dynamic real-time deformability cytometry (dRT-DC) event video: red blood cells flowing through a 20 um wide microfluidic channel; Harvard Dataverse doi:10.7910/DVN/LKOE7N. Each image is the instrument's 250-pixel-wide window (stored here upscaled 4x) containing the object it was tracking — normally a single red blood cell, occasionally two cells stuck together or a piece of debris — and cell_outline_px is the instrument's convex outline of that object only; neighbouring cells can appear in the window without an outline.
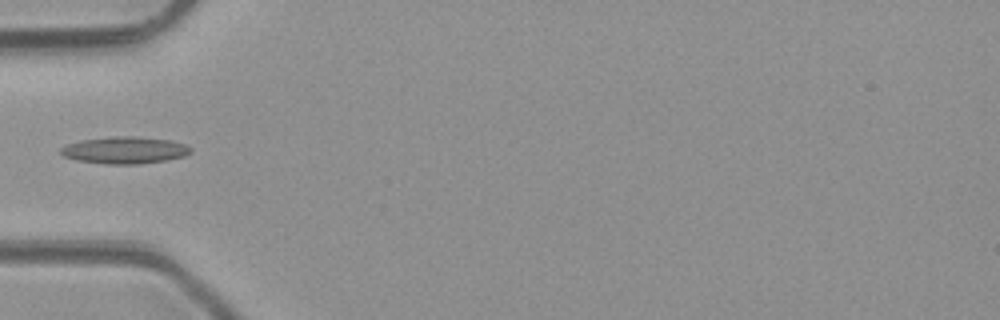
{"species": "common noctule bat (a hibernating species)", "species_latin": "Nyctalus noctula", "temperature_condition": "room temperature", "stored_images_in_passage": 4, "camera_frame_rate_fps": 3000, "um_per_image_px": 0.085, "animal": {"sex": "male", "body_mass_g": 23.1, "forearm_length_mm": 52.7}, "frame": {"image": 1, "passage_image": 4, "time_ms": 3.667, "image_size_px": [1000, 320], "cell_outline_px": [[192, 152], [184, 156], [168, 160], [140, 164], [104, 164], [76, 160], [64, 156], [60, 152], [60, 148], [64, 144], [80, 140], [116, 136], [136, 136], [172, 140], [184, 144], [192, 148]], "centroid_in_image_um": [10.6, 12.76], "position_along_channel_um": 74.4, "area_um2": 20.69}}